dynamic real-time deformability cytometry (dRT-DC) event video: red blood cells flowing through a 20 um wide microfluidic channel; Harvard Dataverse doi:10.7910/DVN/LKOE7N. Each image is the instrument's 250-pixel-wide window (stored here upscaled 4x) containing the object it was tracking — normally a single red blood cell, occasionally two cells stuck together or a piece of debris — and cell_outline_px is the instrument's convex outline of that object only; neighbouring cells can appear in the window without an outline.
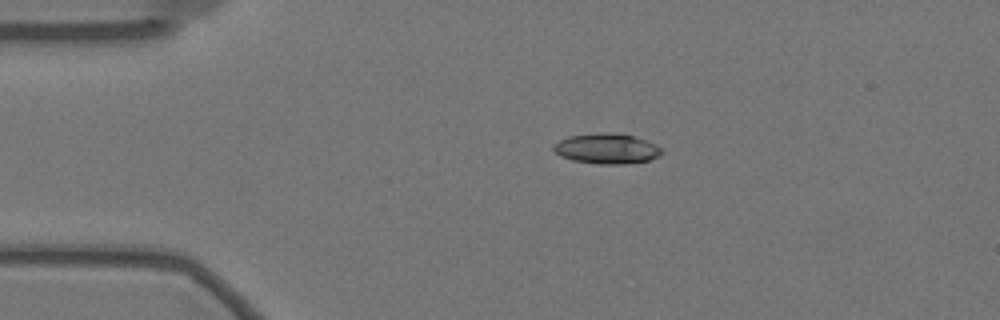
{"species": "Egyptian fruit bat (a non-hibernating species)", "species_latin": "Rousettus aegyptiacus", "temperature_condition": "warm", "stored_images_in_passage": 14, "camera_frame_rate_fps": 3000, "um_per_image_px": 0.085, "animal": {"sex": "female"}, "frame": {"image": 1, "passage_image": 1, "time_ms": 0.0, "image_size_px": [1000, 320], "cell_outline_px": [[664, 152], [660, 156], [648, 160], [624, 164], [600, 164], [572, 160], [560, 156], [552, 148], [552, 144], [568, 136], [600, 132], [612, 132], [632, 136], [648, 140], [656, 144]], "centroid_in_image_um": [51.57, 12.62], "position_along_channel_um": 33.4, "area_um2": 19.25}}
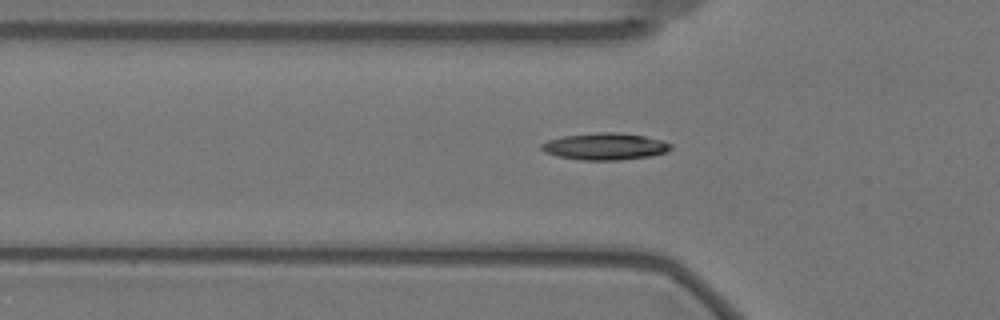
{"frame": {"image": 2, "passage_image": 8, "time_ms": 2.333, "image_size_px": [1000, 320], "cell_outline_px": [[672, 148], [668, 152], [652, 156], [620, 160], [580, 160], [560, 156], [544, 152], [540, 148], [540, 144], [548, 140], [564, 136], [600, 132], [616, 132], [644, 136], [660, 140], [672, 144]], "centroid_in_image_um": [51.45, 12.45], "position_along_channel_um": 74.4, "area_um2": 20.23}}
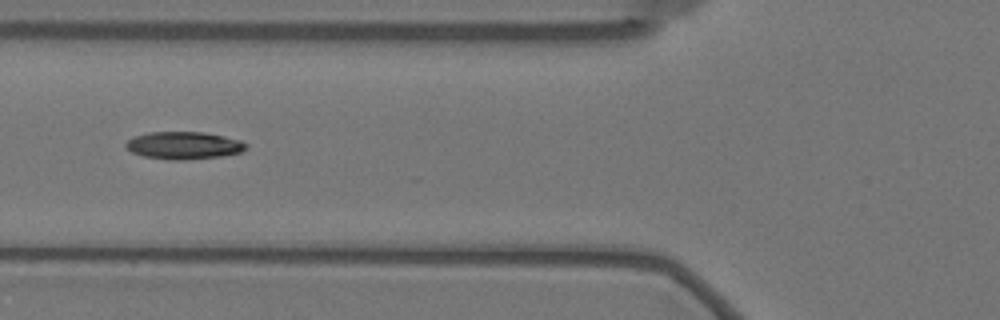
{"frame": {"image": 3, "passage_image": 11, "time_ms": 3.333, "image_size_px": [1000, 320], "cell_outline_px": [[248, 144], [240, 152], [224, 156], [180, 160], [172, 160], [144, 156], [132, 152], [124, 144], [132, 136], [148, 132], [204, 132], [224, 136], [240, 140]], "centroid_in_image_um": [15.61, 12.35], "position_along_channel_um": 110.2, "area_um2": 19.19}}